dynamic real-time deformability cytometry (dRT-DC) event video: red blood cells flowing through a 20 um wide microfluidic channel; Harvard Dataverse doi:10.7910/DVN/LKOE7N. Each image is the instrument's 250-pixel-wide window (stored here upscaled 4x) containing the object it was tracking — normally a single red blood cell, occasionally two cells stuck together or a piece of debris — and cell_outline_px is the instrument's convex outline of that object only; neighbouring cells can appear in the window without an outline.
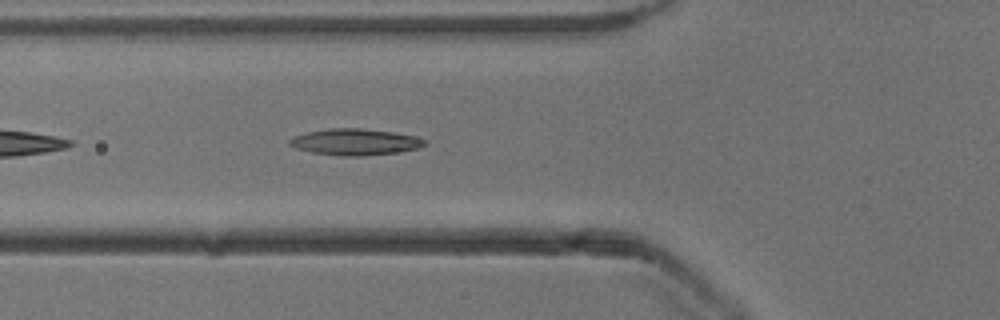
{"species": "common noctule bat (a hibernating species)", "species_latin": "Nyctalus noctula", "temperature_condition": "cold", "stored_images_in_passage": 14, "camera_frame_rate_fps": 3000, "um_per_image_px": 0.085, "animal": {"sex": "male", "body_mass_g": 13.3}, "frame": {"image": 1, "passage_image": 5, "time_ms": 1.333, "image_size_px": [1000, 320], "cell_outline_px": [[428, 144], [416, 148], [396, 152], [360, 156], [340, 156], [312, 152], [296, 148], [288, 144], [288, 140], [292, 136], [304, 132], [328, 128], [360, 128], [392, 132], [416, 136], [424, 140]], "centroid_in_image_um": [30.11, 12.05], "position_along_channel_um": 95.7, "area_um2": 20.75}}
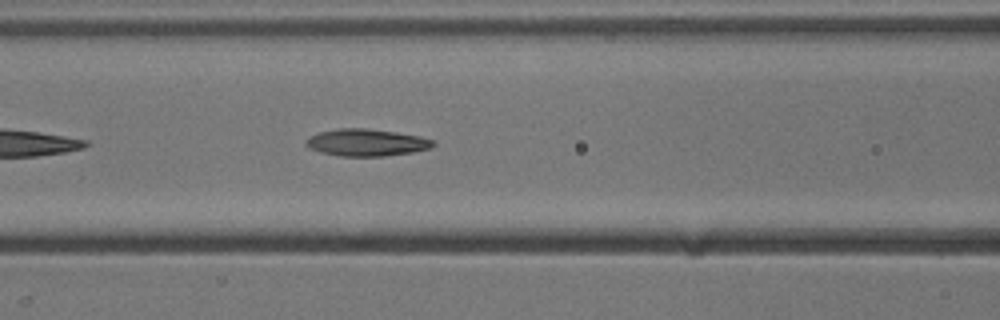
{"frame": {"image": 2, "passage_image": 8, "time_ms": 2.333, "image_size_px": [1000, 320], "cell_outline_px": [[436, 144], [432, 148], [412, 152], [384, 156], [340, 156], [320, 152], [308, 148], [304, 144], [308, 136], [320, 132], [336, 128], [368, 128], [396, 132], [420, 136], [436, 140]], "centroid_in_image_um": [31.16, 12.11], "position_along_channel_um": 135.4, "area_um2": 20.35}}
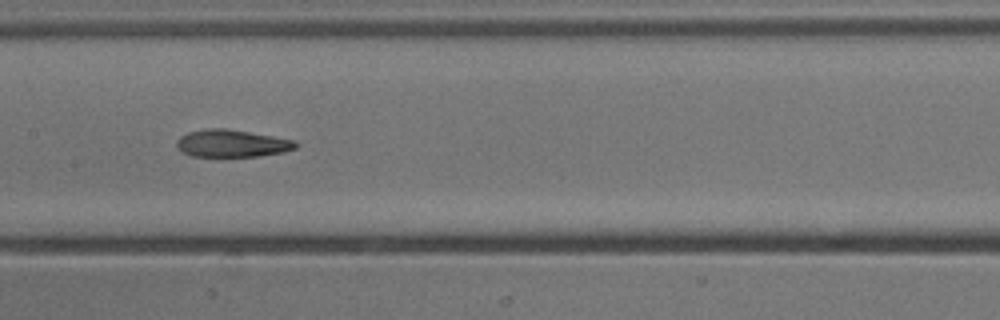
{"frame": {"image": 3, "passage_image": 12, "time_ms": 3.667, "image_size_px": [1000, 320], "cell_outline_px": [[300, 144], [296, 148], [284, 152], [260, 156], [192, 156], [184, 152], [176, 144], [176, 140], [180, 136], [188, 132], [204, 128], [224, 128], [296, 140]], "centroid_in_image_um": [19.74, 12.18], "position_along_channel_um": 187.7, "area_um2": 18.96}}